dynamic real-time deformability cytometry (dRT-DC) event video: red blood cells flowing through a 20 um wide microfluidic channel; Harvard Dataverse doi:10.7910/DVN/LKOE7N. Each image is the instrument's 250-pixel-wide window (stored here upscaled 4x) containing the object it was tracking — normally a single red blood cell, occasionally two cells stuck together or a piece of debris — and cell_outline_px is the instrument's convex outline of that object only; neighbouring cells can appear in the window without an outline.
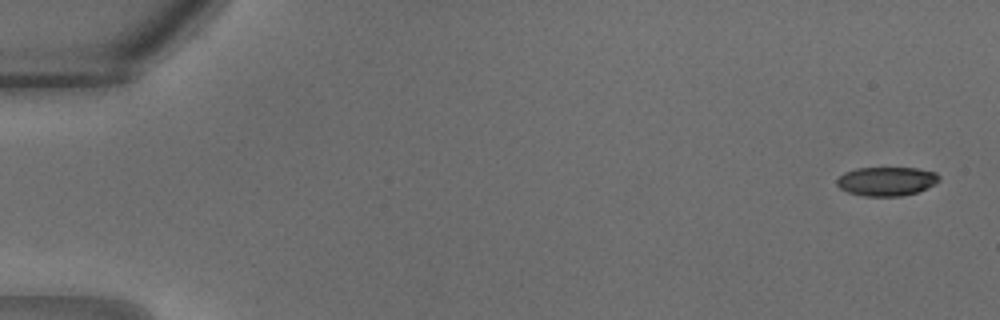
{"species": "common noctule bat (a hibernating species)", "species_latin": "Nyctalus noctula", "temperature_condition": "warm", "stored_images_in_passage": 10, "camera_frame_rate_fps": 3000, "um_per_image_px": 0.085, "animal": {"sex": "male", "body_mass_g": 18.8}, "frame": {"image": 1, "passage_image": 2, "time_ms": 0.333, "image_size_px": [1000, 320], "cell_outline_px": [[940, 180], [936, 184], [916, 192], [900, 196], [864, 196], [848, 192], [840, 188], [836, 184], [836, 180], [844, 172], [856, 168], [916, 168], [936, 172], [940, 176]], "centroid_in_image_um": [75.36, 15.4], "position_along_channel_um": 9.6, "area_um2": 17.28}}